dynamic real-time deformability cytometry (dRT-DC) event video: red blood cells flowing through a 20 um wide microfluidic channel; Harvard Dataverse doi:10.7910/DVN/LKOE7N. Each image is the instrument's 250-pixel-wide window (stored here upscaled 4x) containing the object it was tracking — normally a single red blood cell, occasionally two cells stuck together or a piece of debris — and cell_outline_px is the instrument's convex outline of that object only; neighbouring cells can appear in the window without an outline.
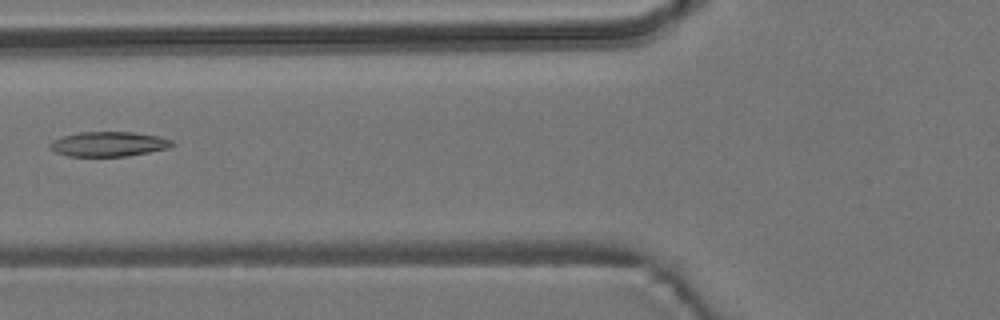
{"species": "common noctule bat (a hibernating species)", "species_latin": "Nyctalus noctula", "temperature_condition": "room temperature", "stored_images_in_passage": 6, "camera_frame_rate_fps": 3000, "um_per_image_px": 0.085, "animal": {"sex": "male", "body_mass_g": 19.2, "forearm_length_mm": 51.8}, "frame": {"image": 1, "passage_image": 5, "time_ms": 4.667, "image_size_px": [1000, 320], "cell_outline_px": [[176, 144], [168, 148], [128, 156], [68, 156], [56, 152], [48, 148], [48, 144], [52, 140], [64, 136], [80, 132], [132, 132], [160, 136], [172, 140]], "centroid_in_image_um": [9.23, 12.24], "position_along_channel_um": 116.6, "area_um2": 17.69}}
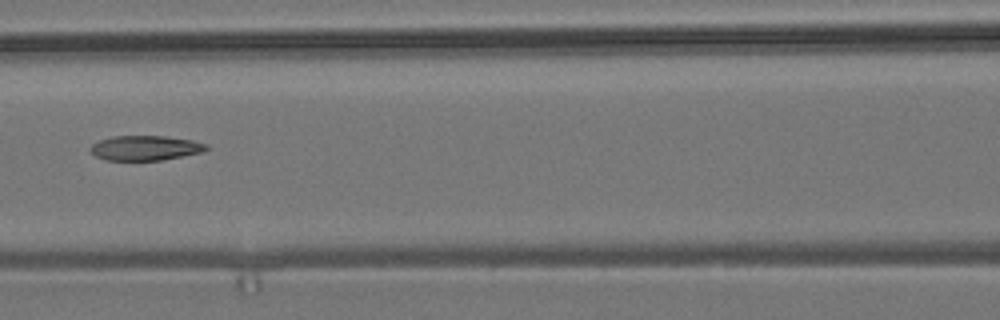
{"frame": {"image": 2, "passage_image": 6, "time_ms": 5.667, "image_size_px": [1000, 320], "cell_outline_px": [[208, 148], [204, 152], [160, 160], [104, 160], [96, 156], [88, 148], [92, 144], [100, 140], [112, 136], [164, 136], [192, 140], [208, 144]], "centroid_in_image_um": [12.35, 12.57], "position_along_channel_um": 154.3, "area_um2": 16.76}}